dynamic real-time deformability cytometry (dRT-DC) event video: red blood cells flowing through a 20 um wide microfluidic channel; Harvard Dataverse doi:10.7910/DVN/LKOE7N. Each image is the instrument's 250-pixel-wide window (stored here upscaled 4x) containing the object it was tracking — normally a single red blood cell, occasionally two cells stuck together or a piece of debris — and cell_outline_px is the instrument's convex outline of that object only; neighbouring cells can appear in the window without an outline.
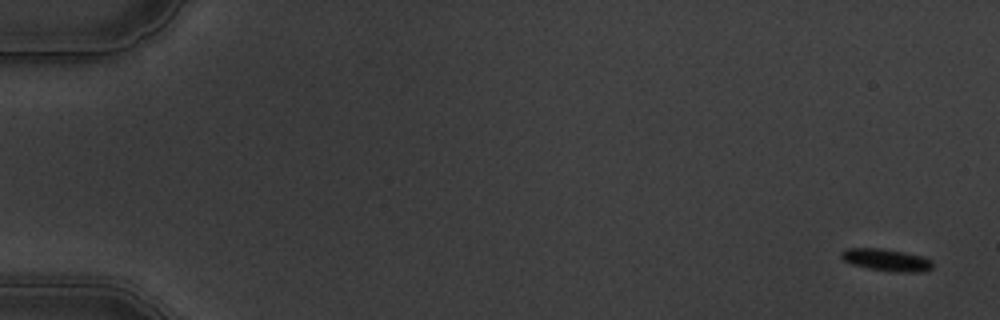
{"species": "common noctule bat (a hibernating species)", "species_latin": "Nyctalus noctula", "temperature_condition": "warm", "stored_images_in_passage": 7, "camera_frame_rate_fps": 3000, "um_per_image_px": 0.085, "animal": {"sex": "male", "body_mass_g": 19.5, "forearm_length_mm": 54.6}, "frame": {"image": 1, "passage_image": 1, "time_ms": 0.0, "image_size_px": [1000, 320], "cell_outline_px": [[932, 268], [924, 272], [896, 272], [868, 268], [852, 264], [844, 260], [840, 256], [840, 252], [844, 248], [880, 248], [904, 252], [924, 256], [932, 260]], "centroid_in_image_um": [75.36, 22.09], "position_along_channel_um": 9.6, "area_um2": 11.91}}
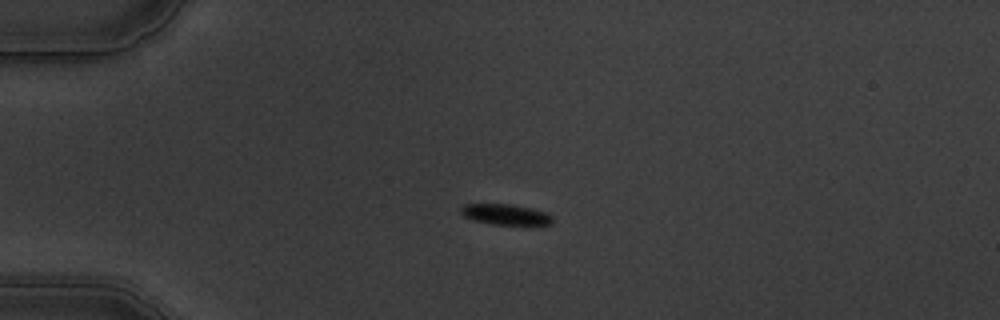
{"frame": {"image": 2, "passage_image": 4, "time_ms": 4.333, "image_size_px": [1000, 320], "cell_outline_px": [[552, 224], [496, 224], [472, 220], [464, 216], [460, 212], [460, 208], [464, 204], [512, 204], [532, 208], [544, 212], [552, 216]], "centroid_in_image_um": [42.94, 18.21], "position_along_channel_um": 42.1, "area_um2": 10.87}}